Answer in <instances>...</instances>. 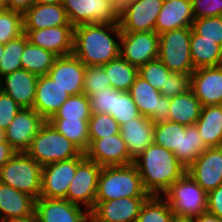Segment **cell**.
<instances>
[{
  "label": "cell",
  "mask_w": 222,
  "mask_h": 222,
  "mask_svg": "<svg viewBox=\"0 0 222 222\" xmlns=\"http://www.w3.org/2000/svg\"><path fill=\"white\" fill-rule=\"evenodd\" d=\"M121 35L119 24L89 23L75 26L73 54L85 66H103L120 56Z\"/></svg>",
  "instance_id": "6da1fadb"
},
{
  "label": "cell",
  "mask_w": 222,
  "mask_h": 222,
  "mask_svg": "<svg viewBox=\"0 0 222 222\" xmlns=\"http://www.w3.org/2000/svg\"><path fill=\"white\" fill-rule=\"evenodd\" d=\"M149 195L161 196L185 172L173 152L151 144L133 162Z\"/></svg>",
  "instance_id": "7a4b0ae2"
},
{
  "label": "cell",
  "mask_w": 222,
  "mask_h": 222,
  "mask_svg": "<svg viewBox=\"0 0 222 222\" xmlns=\"http://www.w3.org/2000/svg\"><path fill=\"white\" fill-rule=\"evenodd\" d=\"M149 196L133 163L101 168L95 202Z\"/></svg>",
  "instance_id": "3957f363"
},
{
  "label": "cell",
  "mask_w": 222,
  "mask_h": 222,
  "mask_svg": "<svg viewBox=\"0 0 222 222\" xmlns=\"http://www.w3.org/2000/svg\"><path fill=\"white\" fill-rule=\"evenodd\" d=\"M207 196L200 185L185 172L162 194L176 219L190 220L207 212Z\"/></svg>",
  "instance_id": "277c9868"
},
{
  "label": "cell",
  "mask_w": 222,
  "mask_h": 222,
  "mask_svg": "<svg viewBox=\"0 0 222 222\" xmlns=\"http://www.w3.org/2000/svg\"><path fill=\"white\" fill-rule=\"evenodd\" d=\"M26 153L45 166L78 157L82 151L46 121L33 138Z\"/></svg>",
  "instance_id": "5b68a950"
},
{
  "label": "cell",
  "mask_w": 222,
  "mask_h": 222,
  "mask_svg": "<svg viewBox=\"0 0 222 222\" xmlns=\"http://www.w3.org/2000/svg\"><path fill=\"white\" fill-rule=\"evenodd\" d=\"M42 166L26 152L16 154L0 169V182L36 200L41 193Z\"/></svg>",
  "instance_id": "8992f818"
},
{
  "label": "cell",
  "mask_w": 222,
  "mask_h": 222,
  "mask_svg": "<svg viewBox=\"0 0 222 222\" xmlns=\"http://www.w3.org/2000/svg\"><path fill=\"white\" fill-rule=\"evenodd\" d=\"M192 27H183L159 34L158 59L171 71L192 74L190 39Z\"/></svg>",
  "instance_id": "52a82bcc"
},
{
  "label": "cell",
  "mask_w": 222,
  "mask_h": 222,
  "mask_svg": "<svg viewBox=\"0 0 222 222\" xmlns=\"http://www.w3.org/2000/svg\"><path fill=\"white\" fill-rule=\"evenodd\" d=\"M82 152L78 157L42 166L40 197L65 199L69 185L76 174L77 166L85 159Z\"/></svg>",
  "instance_id": "ba28073f"
},
{
  "label": "cell",
  "mask_w": 222,
  "mask_h": 222,
  "mask_svg": "<svg viewBox=\"0 0 222 222\" xmlns=\"http://www.w3.org/2000/svg\"><path fill=\"white\" fill-rule=\"evenodd\" d=\"M101 168L96 162L85 158L77 166L65 199L81 207L84 205L90 212L94 207Z\"/></svg>",
  "instance_id": "9c48e42d"
},
{
  "label": "cell",
  "mask_w": 222,
  "mask_h": 222,
  "mask_svg": "<svg viewBox=\"0 0 222 222\" xmlns=\"http://www.w3.org/2000/svg\"><path fill=\"white\" fill-rule=\"evenodd\" d=\"M62 6L74 27L89 23L119 24L110 0H63Z\"/></svg>",
  "instance_id": "30bf717a"
},
{
  "label": "cell",
  "mask_w": 222,
  "mask_h": 222,
  "mask_svg": "<svg viewBox=\"0 0 222 222\" xmlns=\"http://www.w3.org/2000/svg\"><path fill=\"white\" fill-rule=\"evenodd\" d=\"M159 53V34L156 31L122 32L120 56L139 68L157 59Z\"/></svg>",
  "instance_id": "8fae6325"
},
{
  "label": "cell",
  "mask_w": 222,
  "mask_h": 222,
  "mask_svg": "<svg viewBox=\"0 0 222 222\" xmlns=\"http://www.w3.org/2000/svg\"><path fill=\"white\" fill-rule=\"evenodd\" d=\"M129 93L140 115L148 117L154 123L168 121L170 98L162 96L161 92L145 79L137 75Z\"/></svg>",
  "instance_id": "7c38bea8"
},
{
  "label": "cell",
  "mask_w": 222,
  "mask_h": 222,
  "mask_svg": "<svg viewBox=\"0 0 222 222\" xmlns=\"http://www.w3.org/2000/svg\"><path fill=\"white\" fill-rule=\"evenodd\" d=\"M45 122L33 108H21L4 130L5 140L16 152H26Z\"/></svg>",
  "instance_id": "4fadbf2b"
},
{
  "label": "cell",
  "mask_w": 222,
  "mask_h": 222,
  "mask_svg": "<svg viewBox=\"0 0 222 222\" xmlns=\"http://www.w3.org/2000/svg\"><path fill=\"white\" fill-rule=\"evenodd\" d=\"M148 197H124L95 202L90 222H135Z\"/></svg>",
  "instance_id": "5bb4252c"
},
{
  "label": "cell",
  "mask_w": 222,
  "mask_h": 222,
  "mask_svg": "<svg viewBox=\"0 0 222 222\" xmlns=\"http://www.w3.org/2000/svg\"><path fill=\"white\" fill-rule=\"evenodd\" d=\"M186 172L209 193L222 183V146L206 148Z\"/></svg>",
  "instance_id": "9a60e30c"
},
{
  "label": "cell",
  "mask_w": 222,
  "mask_h": 222,
  "mask_svg": "<svg viewBox=\"0 0 222 222\" xmlns=\"http://www.w3.org/2000/svg\"><path fill=\"white\" fill-rule=\"evenodd\" d=\"M85 157L96 162L101 167L127 165L134 161L130 158L126 143L121 134L89 140V147L84 152Z\"/></svg>",
  "instance_id": "2e32d148"
},
{
  "label": "cell",
  "mask_w": 222,
  "mask_h": 222,
  "mask_svg": "<svg viewBox=\"0 0 222 222\" xmlns=\"http://www.w3.org/2000/svg\"><path fill=\"white\" fill-rule=\"evenodd\" d=\"M164 0H135V2L119 16L122 32L155 31V24Z\"/></svg>",
  "instance_id": "e0dca14e"
},
{
  "label": "cell",
  "mask_w": 222,
  "mask_h": 222,
  "mask_svg": "<svg viewBox=\"0 0 222 222\" xmlns=\"http://www.w3.org/2000/svg\"><path fill=\"white\" fill-rule=\"evenodd\" d=\"M66 199L39 197L35 213L39 222H90V212Z\"/></svg>",
  "instance_id": "ac0fdd59"
},
{
  "label": "cell",
  "mask_w": 222,
  "mask_h": 222,
  "mask_svg": "<svg viewBox=\"0 0 222 222\" xmlns=\"http://www.w3.org/2000/svg\"><path fill=\"white\" fill-rule=\"evenodd\" d=\"M28 41L55 55L73 54L74 26L64 25L39 30H23Z\"/></svg>",
  "instance_id": "d6986e66"
},
{
  "label": "cell",
  "mask_w": 222,
  "mask_h": 222,
  "mask_svg": "<svg viewBox=\"0 0 222 222\" xmlns=\"http://www.w3.org/2000/svg\"><path fill=\"white\" fill-rule=\"evenodd\" d=\"M86 66L74 55L57 57L47 75L71 95L83 93Z\"/></svg>",
  "instance_id": "ffe728a7"
},
{
  "label": "cell",
  "mask_w": 222,
  "mask_h": 222,
  "mask_svg": "<svg viewBox=\"0 0 222 222\" xmlns=\"http://www.w3.org/2000/svg\"><path fill=\"white\" fill-rule=\"evenodd\" d=\"M191 90L202 106L222 105V65L195 69Z\"/></svg>",
  "instance_id": "44dd1931"
},
{
  "label": "cell",
  "mask_w": 222,
  "mask_h": 222,
  "mask_svg": "<svg viewBox=\"0 0 222 222\" xmlns=\"http://www.w3.org/2000/svg\"><path fill=\"white\" fill-rule=\"evenodd\" d=\"M38 77L25 69L16 70L0 78L1 91L12 97L21 108H33Z\"/></svg>",
  "instance_id": "7402d4cb"
},
{
  "label": "cell",
  "mask_w": 222,
  "mask_h": 222,
  "mask_svg": "<svg viewBox=\"0 0 222 222\" xmlns=\"http://www.w3.org/2000/svg\"><path fill=\"white\" fill-rule=\"evenodd\" d=\"M69 97L70 94L48 75H41L36 84L33 109L48 121Z\"/></svg>",
  "instance_id": "603a6c76"
},
{
  "label": "cell",
  "mask_w": 222,
  "mask_h": 222,
  "mask_svg": "<svg viewBox=\"0 0 222 222\" xmlns=\"http://www.w3.org/2000/svg\"><path fill=\"white\" fill-rule=\"evenodd\" d=\"M120 134L126 143L130 158L134 161L153 144L154 122L148 117L139 115L120 125Z\"/></svg>",
  "instance_id": "cb8c5ba5"
},
{
  "label": "cell",
  "mask_w": 222,
  "mask_h": 222,
  "mask_svg": "<svg viewBox=\"0 0 222 222\" xmlns=\"http://www.w3.org/2000/svg\"><path fill=\"white\" fill-rule=\"evenodd\" d=\"M72 25L62 4L34 3L23 14V30H39Z\"/></svg>",
  "instance_id": "d4e9b609"
},
{
  "label": "cell",
  "mask_w": 222,
  "mask_h": 222,
  "mask_svg": "<svg viewBox=\"0 0 222 222\" xmlns=\"http://www.w3.org/2000/svg\"><path fill=\"white\" fill-rule=\"evenodd\" d=\"M194 20L191 0H164L155 31L161 34L173 29L192 27Z\"/></svg>",
  "instance_id": "484cf974"
},
{
  "label": "cell",
  "mask_w": 222,
  "mask_h": 222,
  "mask_svg": "<svg viewBox=\"0 0 222 222\" xmlns=\"http://www.w3.org/2000/svg\"><path fill=\"white\" fill-rule=\"evenodd\" d=\"M35 203V198L0 182V222L35 213Z\"/></svg>",
  "instance_id": "4316f807"
},
{
  "label": "cell",
  "mask_w": 222,
  "mask_h": 222,
  "mask_svg": "<svg viewBox=\"0 0 222 222\" xmlns=\"http://www.w3.org/2000/svg\"><path fill=\"white\" fill-rule=\"evenodd\" d=\"M195 125L208 148L222 146V105L202 106Z\"/></svg>",
  "instance_id": "83f0119b"
},
{
  "label": "cell",
  "mask_w": 222,
  "mask_h": 222,
  "mask_svg": "<svg viewBox=\"0 0 222 222\" xmlns=\"http://www.w3.org/2000/svg\"><path fill=\"white\" fill-rule=\"evenodd\" d=\"M201 109V102L190 89L170 98L168 121L185 126L193 125L199 119Z\"/></svg>",
  "instance_id": "f1b7e54d"
},
{
  "label": "cell",
  "mask_w": 222,
  "mask_h": 222,
  "mask_svg": "<svg viewBox=\"0 0 222 222\" xmlns=\"http://www.w3.org/2000/svg\"><path fill=\"white\" fill-rule=\"evenodd\" d=\"M191 59L194 69L222 65V46L215 40L201 39L193 30L190 39Z\"/></svg>",
  "instance_id": "f546056e"
},
{
  "label": "cell",
  "mask_w": 222,
  "mask_h": 222,
  "mask_svg": "<svg viewBox=\"0 0 222 222\" xmlns=\"http://www.w3.org/2000/svg\"><path fill=\"white\" fill-rule=\"evenodd\" d=\"M208 148L201 138L198 128L181 124L180 151H174L178 161L187 169Z\"/></svg>",
  "instance_id": "4dcf8cb0"
},
{
  "label": "cell",
  "mask_w": 222,
  "mask_h": 222,
  "mask_svg": "<svg viewBox=\"0 0 222 222\" xmlns=\"http://www.w3.org/2000/svg\"><path fill=\"white\" fill-rule=\"evenodd\" d=\"M105 73L110 80L111 88L129 92L137 75L138 68L130 64L121 56L103 65Z\"/></svg>",
  "instance_id": "1f68e13d"
},
{
  "label": "cell",
  "mask_w": 222,
  "mask_h": 222,
  "mask_svg": "<svg viewBox=\"0 0 222 222\" xmlns=\"http://www.w3.org/2000/svg\"><path fill=\"white\" fill-rule=\"evenodd\" d=\"M57 57L54 53L28 41L21 56L22 69L38 76L47 75Z\"/></svg>",
  "instance_id": "d6a6232c"
},
{
  "label": "cell",
  "mask_w": 222,
  "mask_h": 222,
  "mask_svg": "<svg viewBox=\"0 0 222 222\" xmlns=\"http://www.w3.org/2000/svg\"><path fill=\"white\" fill-rule=\"evenodd\" d=\"M89 119H49L48 122L83 153L89 147Z\"/></svg>",
  "instance_id": "836d02e7"
},
{
  "label": "cell",
  "mask_w": 222,
  "mask_h": 222,
  "mask_svg": "<svg viewBox=\"0 0 222 222\" xmlns=\"http://www.w3.org/2000/svg\"><path fill=\"white\" fill-rule=\"evenodd\" d=\"M176 218L162 196L150 195L141 206L135 222H175Z\"/></svg>",
  "instance_id": "e575fe53"
},
{
  "label": "cell",
  "mask_w": 222,
  "mask_h": 222,
  "mask_svg": "<svg viewBox=\"0 0 222 222\" xmlns=\"http://www.w3.org/2000/svg\"><path fill=\"white\" fill-rule=\"evenodd\" d=\"M27 42V35L23 33L18 38L10 40L5 44L4 54L0 60V78L22 69L21 56Z\"/></svg>",
  "instance_id": "d590c367"
},
{
  "label": "cell",
  "mask_w": 222,
  "mask_h": 222,
  "mask_svg": "<svg viewBox=\"0 0 222 222\" xmlns=\"http://www.w3.org/2000/svg\"><path fill=\"white\" fill-rule=\"evenodd\" d=\"M181 124L160 121L154 123L153 143L170 150L180 151Z\"/></svg>",
  "instance_id": "8d00e7d4"
},
{
  "label": "cell",
  "mask_w": 222,
  "mask_h": 222,
  "mask_svg": "<svg viewBox=\"0 0 222 222\" xmlns=\"http://www.w3.org/2000/svg\"><path fill=\"white\" fill-rule=\"evenodd\" d=\"M91 108L86 94L71 95L50 119H90Z\"/></svg>",
  "instance_id": "74e56055"
},
{
  "label": "cell",
  "mask_w": 222,
  "mask_h": 222,
  "mask_svg": "<svg viewBox=\"0 0 222 222\" xmlns=\"http://www.w3.org/2000/svg\"><path fill=\"white\" fill-rule=\"evenodd\" d=\"M139 115L137 105L130 93L113 89L111 116L116 119L118 124L122 125L130 119L137 118Z\"/></svg>",
  "instance_id": "f35d334b"
},
{
  "label": "cell",
  "mask_w": 222,
  "mask_h": 222,
  "mask_svg": "<svg viewBox=\"0 0 222 222\" xmlns=\"http://www.w3.org/2000/svg\"><path fill=\"white\" fill-rule=\"evenodd\" d=\"M89 140L102 139L120 133V125L108 113L91 114L88 120Z\"/></svg>",
  "instance_id": "ab89813d"
},
{
  "label": "cell",
  "mask_w": 222,
  "mask_h": 222,
  "mask_svg": "<svg viewBox=\"0 0 222 222\" xmlns=\"http://www.w3.org/2000/svg\"><path fill=\"white\" fill-rule=\"evenodd\" d=\"M23 32V14L13 10L0 11V43L6 44Z\"/></svg>",
  "instance_id": "60d3db41"
},
{
  "label": "cell",
  "mask_w": 222,
  "mask_h": 222,
  "mask_svg": "<svg viewBox=\"0 0 222 222\" xmlns=\"http://www.w3.org/2000/svg\"><path fill=\"white\" fill-rule=\"evenodd\" d=\"M172 72L157 58L138 68V75L158 91L166 89L167 77Z\"/></svg>",
  "instance_id": "b9f144b4"
},
{
  "label": "cell",
  "mask_w": 222,
  "mask_h": 222,
  "mask_svg": "<svg viewBox=\"0 0 222 222\" xmlns=\"http://www.w3.org/2000/svg\"><path fill=\"white\" fill-rule=\"evenodd\" d=\"M192 30L201 36V39L215 40L222 46V16L195 19L192 23Z\"/></svg>",
  "instance_id": "7bdbcfd3"
},
{
  "label": "cell",
  "mask_w": 222,
  "mask_h": 222,
  "mask_svg": "<svg viewBox=\"0 0 222 222\" xmlns=\"http://www.w3.org/2000/svg\"><path fill=\"white\" fill-rule=\"evenodd\" d=\"M111 87L103 66H86L83 93L91 96L95 91Z\"/></svg>",
  "instance_id": "ee69618b"
},
{
  "label": "cell",
  "mask_w": 222,
  "mask_h": 222,
  "mask_svg": "<svg viewBox=\"0 0 222 222\" xmlns=\"http://www.w3.org/2000/svg\"><path fill=\"white\" fill-rule=\"evenodd\" d=\"M191 89V74L172 72L167 77L166 89H161L162 96L174 97Z\"/></svg>",
  "instance_id": "f6af8a7d"
},
{
  "label": "cell",
  "mask_w": 222,
  "mask_h": 222,
  "mask_svg": "<svg viewBox=\"0 0 222 222\" xmlns=\"http://www.w3.org/2000/svg\"><path fill=\"white\" fill-rule=\"evenodd\" d=\"M91 108V114L108 113L111 115L113 103V88L109 87L102 91H95L88 96Z\"/></svg>",
  "instance_id": "bcb514c9"
},
{
  "label": "cell",
  "mask_w": 222,
  "mask_h": 222,
  "mask_svg": "<svg viewBox=\"0 0 222 222\" xmlns=\"http://www.w3.org/2000/svg\"><path fill=\"white\" fill-rule=\"evenodd\" d=\"M195 19L222 16V0H191Z\"/></svg>",
  "instance_id": "7dc6e473"
},
{
  "label": "cell",
  "mask_w": 222,
  "mask_h": 222,
  "mask_svg": "<svg viewBox=\"0 0 222 222\" xmlns=\"http://www.w3.org/2000/svg\"><path fill=\"white\" fill-rule=\"evenodd\" d=\"M21 107L9 95L0 92V128L5 130Z\"/></svg>",
  "instance_id": "c3c4849f"
},
{
  "label": "cell",
  "mask_w": 222,
  "mask_h": 222,
  "mask_svg": "<svg viewBox=\"0 0 222 222\" xmlns=\"http://www.w3.org/2000/svg\"><path fill=\"white\" fill-rule=\"evenodd\" d=\"M207 212L222 219V183L208 193Z\"/></svg>",
  "instance_id": "681fc988"
},
{
  "label": "cell",
  "mask_w": 222,
  "mask_h": 222,
  "mask_svg": "<svg viewBox=\"0 0 222 222\" xmlns=\"http://www.w3.org/2000/svg\"><path fill=\"white\" fill-rule=\"evenodd\" d=\"M35 0H6L8 10H13L24 14L33 4Z\"/></svg>",
  "instance_id": "f907efd6"
},
{
  "label": "cell",
  "mask_w": 222,
  "mask_h": 222,
  "mask_svg": "<svg viewBox=\"0 0 222 222\" xmlns=\"http://www.w3.org/2000/svg\"><path fill=\"white\" fill-rule=\"evenodd\" d=\"M16 154L12 146L3 140L0 142V169Z\"/></svg>",
  "instance_id": "816d5d0a"
},
{
  "label": "cell",
  "mask_w": 222,
  "mask_h": 222,
  "mask_svg": "<svg viewBox=\"0 0 222 222\" xmlns=\"http://www.w3.org/2000/svg\"><path fill=\"white\" fill-rule=\"evenodd\" d=\"M111 7L115 13L120 16L124 13L134 2L135 0H110Z\"/></svg>",
  "instance_id": "f5cc1de1"
},
{
  "label": "cell",
  "mask_w": 222,
  "mask_h": 222,
  "mask_svg": "<svg viewBox=\"0 0 222 222\" xmlns=\"http://www.w3.org/2000/svg\"><path fill=\"white\" fill-rule=\"evenodd\" d=\"M191 222H222V219L209 212H205L197 217L190 219Z\"/></svg>",
  "instance_id": "db71d44e"
},
{
  "label": "cell",
  "mask_w": 222,
  "mask_h": 222,
  "mask_svg": "<svg viewBox=\"0 0 222 222\" xmlns=\"http://www.w3.org/2000/svg\"><path fill=\"white\" fill-rule=\"evenodd\" d=\"M4 222H39V221H38V217L36 213H33L31 215L24 216V217L12 218Z\"/></svg>",
  "instance_id": "11a10c76"
},
{
  "label": "cell",
  "mask_w": 222,
  "mask_h": 222,
  "mask_svg": "<svg viewBox=\"0 0 222 222\" xmlns=\"http://www.w3.org/2000/svg\"><path fill=\"white\" fill-rule=\"evenodd\" d=\"M63 0H35L38 4H62Z\"/></svg>",
  "instance_id": "9f6ffc18"
},
{
  "label": "cell",
  "mask_w": 222,
  "mask_h": 222,
  "mask_svg": "<svg viewBox=\"0 0 222 222\" xmlns=\"http://www.w3.org/2000/svg\"><path fill=\"white\" fill-rule=\"evenodd\" d=\"M6 9H7L6 0H0V11L6 10Z\"/></svg>",
  "instance_id": "6f0895ef"
},
{
  "label": "cell",
  "mask_w": 222,
  "mask_h": 222,
  "mask_svg": "<svg viewBox=\"0 0 222 222\" xmlns=\"http://www.w3.org/2000/svg\"><path fill=\"white\" fill-rule=\"evenodd\" d=\"M4 48H5V44L0 43V60L4 54Z\"/></svg>",
  "instance_id": "680465c9"
},
{
  "label": "cell",
  "mask_w": 222,
  "mask_h": 222,
  "mask_svg": "<svg viewBox=\"0 0 222 222\" xmlns=\"http://www.w3.org/2000/svg\"><path fill=\"white\" fill-rule=\"evenodd\" d=\"M3 140H5L4 130L2 128H0V142Z\"/></svg>",
  "instance_id": "91938a15"
},
{
  "label": "cell",
  "mask_w": 222,
  "mask_h": 222,
  "mask_svg": "<svg viewBox=\"0 0 222 222\" xmlns=\"http://www.w3.org/2000/svg\"><path fill=\"white\" fill-rule=\"evenodd\" d=\"M175 222H191L190 220H181V219H176Z\"/></svg>",
  "instance_id": "94428289"
}]
</instances>
